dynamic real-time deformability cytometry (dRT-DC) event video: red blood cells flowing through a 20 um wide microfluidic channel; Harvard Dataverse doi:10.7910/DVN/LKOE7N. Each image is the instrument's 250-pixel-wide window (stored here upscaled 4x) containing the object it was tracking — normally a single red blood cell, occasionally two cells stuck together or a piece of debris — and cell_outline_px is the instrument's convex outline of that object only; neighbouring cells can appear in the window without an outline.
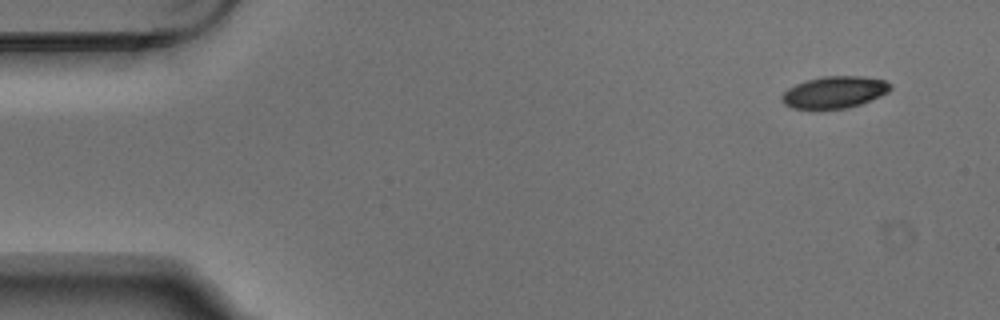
{"species": "Egyptian fruit bat (a non-hibernating species)", "species_latin": "Rousettus aegyptiacus", "temperature_condition": "warm", "stored_images_in_passage": 5, "camera_frame_rate_fps": 3000, "um_per_image_px": 0.085, "animal": {"sex": "male"}, "frame": {"image": 1, "passage_image": 1, "time_ms": 0.0, "image_size_px": [1000, 320], "cell_outline_px": [[892, 88], [888, 92], [880, 96], [860, 104], [848, 108], [792, 108], [784, 104], [780, 100], [780, 96], [788, 88], [796, 84], [808, 80], [824, 76], [860, 76], [884, 80], [892, 84]], "centroid_in_image_um": [70.93, 7.83], "position_along_channel_um": 14.1, "area_um2": 20.0}}
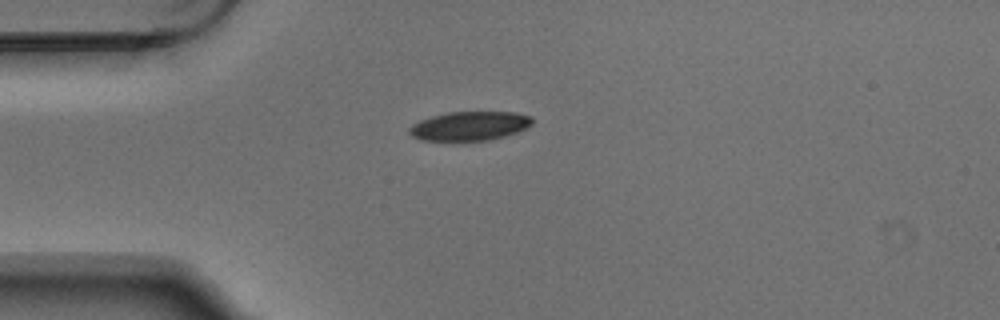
{"frame": {"image": 2, "passage_image": 4, "time_ms": 1.0, "image_size_px": [1000, 320], "cell_outline_px": [[532, 124], [516, 132], [504, 136], [488, 140], [420, 140], [412, 136], [408, 132], [408, 128], [412, 124], [420, 120], [432, 116], [448, 112], [516, 112], [532, 116]], "centroid_in_image_um": [39.89, 10.7], "position_along_channel_um": 45.1, "area_um2": 20.69}}
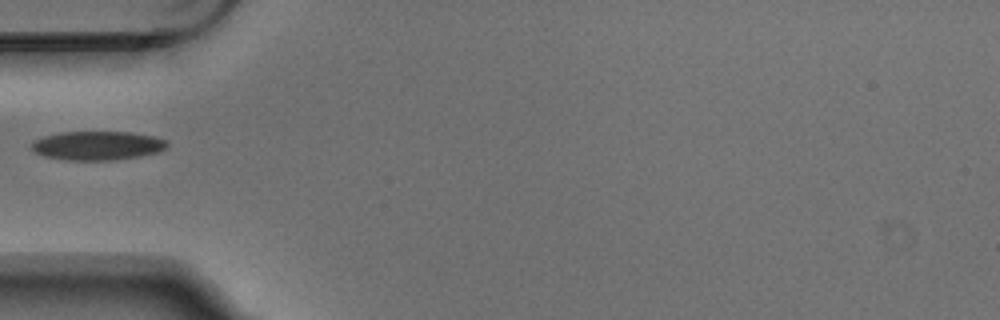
{"frame": {"image": 3, "passage_image": 5, "time_ms": 1.333, "image_size_px": [1000, 320], "cell_outline_px": [[168, 144], [160, 152], [140, 156], [112, 160], [64, 160], [44, 156], [36, 152], [32, 148], [32, 144], [36, 140], [44, 136], [60, 132], [132, 132], [152, 136], [164, 140]], "centroid_in_image_um": [8.28, 12.38], "position_along_channel_um": 76.7, "area_um2": 22.66}}